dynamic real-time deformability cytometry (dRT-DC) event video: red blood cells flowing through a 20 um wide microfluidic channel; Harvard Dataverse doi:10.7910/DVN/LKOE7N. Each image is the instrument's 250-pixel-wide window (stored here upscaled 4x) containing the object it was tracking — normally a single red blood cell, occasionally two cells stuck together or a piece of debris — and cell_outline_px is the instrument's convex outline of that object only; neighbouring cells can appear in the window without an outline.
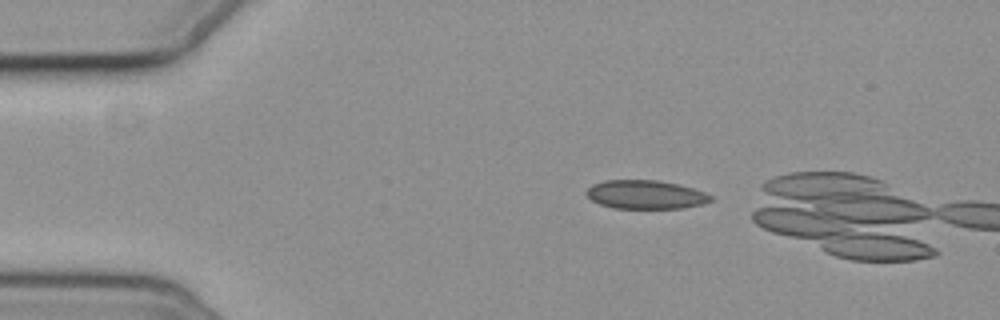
{"species": "common noctule bat (a hibernating species)", "species_latin": "Nyctalus noctula", "temperature_condition": "cold", "stored_images_in_passage": 2, "camera_frame_rate_fps": 3000, "um_per_image_px": 0.085, "animal": {"sex": "female", "body_mass_g": 19.3, "forearm_length_mm": 54.1}, "frame": {"image": 1, "passage_image": 1, "time_ms": 0.0, "image_size_px": [1000, 320], "cell_outline_px": [[712, 200], [704, 204], [684, 208], [616, 208], [600, 204], [592, 200], [584, 192], [592, 184], [604, 180], [656, 180], [680, 184], [704, 192], [712, 196]], "centroid_in_image_um": [54.88, 16.53], "position_along_channel_um": 30.1, "area_um2": 20.81}}